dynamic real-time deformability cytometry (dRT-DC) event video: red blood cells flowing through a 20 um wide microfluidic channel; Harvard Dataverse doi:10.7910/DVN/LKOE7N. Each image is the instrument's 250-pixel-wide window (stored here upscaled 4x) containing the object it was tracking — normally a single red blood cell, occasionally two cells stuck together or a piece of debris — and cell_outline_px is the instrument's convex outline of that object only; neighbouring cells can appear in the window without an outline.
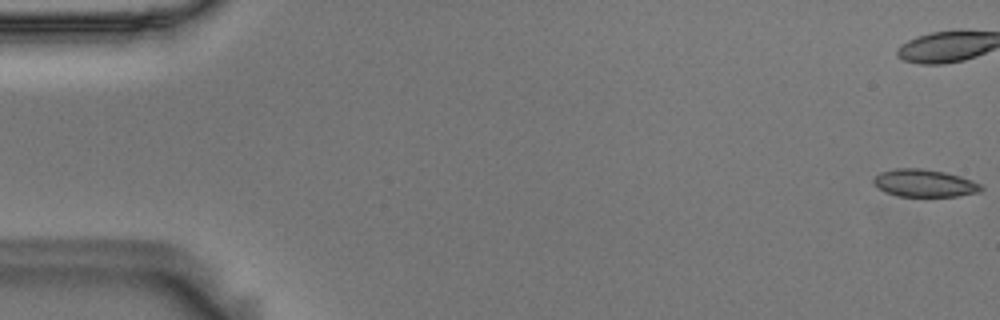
{"species": "Egyptian fruit bat (a non-hibernating species)", "species_latin": "Rousettus aegyptiacus", "temperature_condition": "room temperature", "stored_images_in_passage": 57, "camera_frame_rate_fps": 3000, "um_per_image_px": 0.085, "animal": {"sex": "male"}, "frame": {"image": 1, "passage_image": 1, "time_ms": 0.0, "image_size_px": [1000, 320], "cell_outline_px": [[984, 188], [980, 192], [956, 196], [900, 196], [884, 192], [876, 188], [872, 180], [880, 172], [896, 168], [920, 168], [944, 172], [960, 176], [972, 180], [980, 184]], "centroid_in_image_um": [78.55, 15.57], "position_along_channel_um": 6.4, "area_um2": 17.28}, "authors_computed_cell_mechanics": {"area_um2": 17.3978, "velocity_mm_per_s": 3.6187, "shape_relaxation_time_tau1_ms": null, "shape_relaxation_time_tau2_ms": 5.7087, "deformation_change_tau1": null, "deformation_change_tau2": 0.0719}}